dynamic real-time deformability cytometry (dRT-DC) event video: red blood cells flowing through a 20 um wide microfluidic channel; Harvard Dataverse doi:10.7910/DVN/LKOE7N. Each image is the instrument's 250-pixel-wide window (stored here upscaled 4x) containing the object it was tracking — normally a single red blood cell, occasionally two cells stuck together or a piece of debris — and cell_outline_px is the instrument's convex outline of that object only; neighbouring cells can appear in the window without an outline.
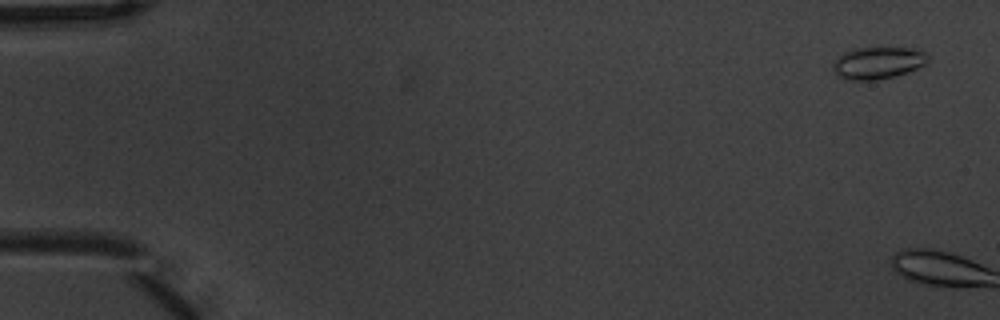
{"species": "common noctule bat (a hibernating species)", "species_latin": "Nyctalus noctula", "temperature_condition": "warm", "stored_images_in_passage": 2, "camera_frame_rate_fps": 3000, "um_per_image_px": 0.085, "animal": {"sex": "male", "body_mass_g": 20.1, "forearm_length_mm": 53.5}, "frame": {"image": 1, "passage_image": 1, "time_ms": 0.0, "image_size_px": [1000, 320], "cell_outline_px": [[932, 60], [928, 64], [908, 72], [896, 76], [876, 80], [844, 80], [836, 76], [832, 68], [832, 64], [836, 56], [852, 48], [912, 48], [924, 52]], "centroid_in_image_um": [74.6, 5.35], "position_along_channel_um": 10.4, "area_um2": 18.26}}